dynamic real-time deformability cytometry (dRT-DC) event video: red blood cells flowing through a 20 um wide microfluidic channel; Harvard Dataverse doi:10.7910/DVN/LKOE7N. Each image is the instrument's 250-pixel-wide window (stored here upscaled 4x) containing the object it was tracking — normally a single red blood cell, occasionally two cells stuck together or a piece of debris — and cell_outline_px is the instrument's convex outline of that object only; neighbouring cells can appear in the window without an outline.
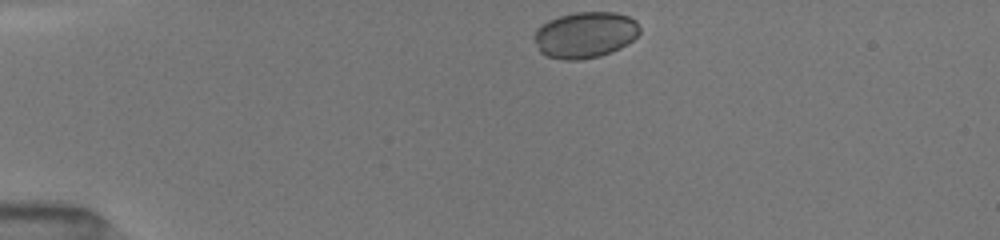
{"species": "common noctule bat (a hibernating species)", "species_latin": "Nyctalus noctula", "temperature_condition": "room temperature", "stored_images_in_passage": 41, "camera_frame_rate_fps": 3000, "um_per_image_px": 0.085, "animal": {"sex": "female", "body_mass_g": 19.5, "forearm_length_mm": 54.1}, "frame": {"image": 1, "passage_image": 1, "time_ms": 0.0, "image_size_px": [1000, 240], "cell_outline_px": [[640, 32], [632, 40], [620, 48], [612, 52], [600, 56], [580, 60], [564, 60], [544, 56], [540, 52], [532, 36], [536, 28], [548, 20], [560, 16], [576, 12], [616, 12], [628, 16], [636, 20], [640, 28]], "centroid_in_image_um": [49.71, 2.97], "position_along_channel_um": 35.3, "area_um2": 28.67}}
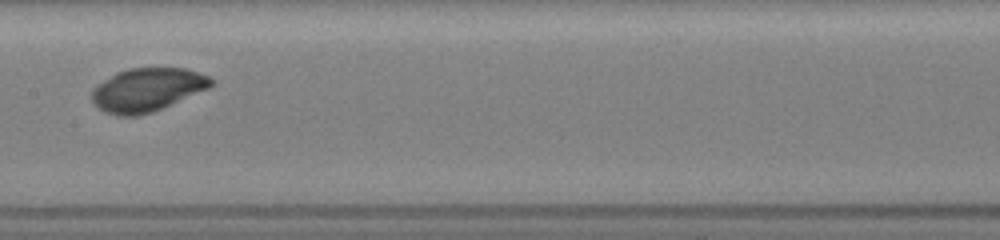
{"frame": {"image": 2, "passage_image": 17, "time_ms": 5.333, "image_size_px": [1000, 240], "cell_outline_px": [[216, 84], [208, 88], [152, 112], [140, 116], [116, 116], [104, 112], [92, 100], [92, 88], [116, 72], [128, 68], [184, 68], [208, 76], [216, 80]], "centroid_in_image_um": [12.51, 7.63], "position_along_channel_um": 194.9, "area_um2": 30.06}}
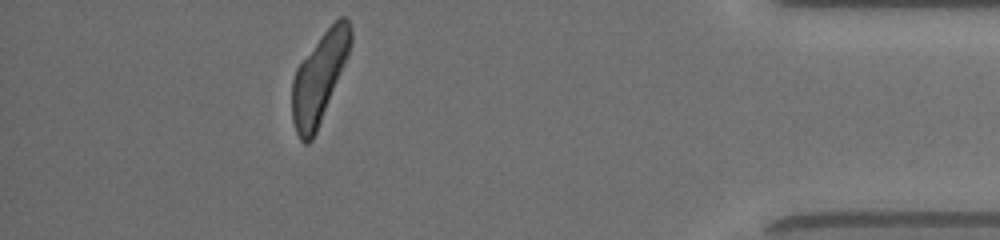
{"frame": {"image": 3, "passage_image": 36, "time_ms": 11.667, "image_size_px": [1000, 240], "cell_outline_px": [[352, 44], [348, 56], [316, 132], [312, 140], [308, 144], [304, 144], [300, 140], [296, 132], [292, 120], [292, 80], [296, 68], [324, 32], [340, 16], [344, 16], [348, 20], [352, 32]], "centroid_in_image_um": [27.13, 6.63], "position_along_channel_um": 408.1, "area_um2": 30.29}}